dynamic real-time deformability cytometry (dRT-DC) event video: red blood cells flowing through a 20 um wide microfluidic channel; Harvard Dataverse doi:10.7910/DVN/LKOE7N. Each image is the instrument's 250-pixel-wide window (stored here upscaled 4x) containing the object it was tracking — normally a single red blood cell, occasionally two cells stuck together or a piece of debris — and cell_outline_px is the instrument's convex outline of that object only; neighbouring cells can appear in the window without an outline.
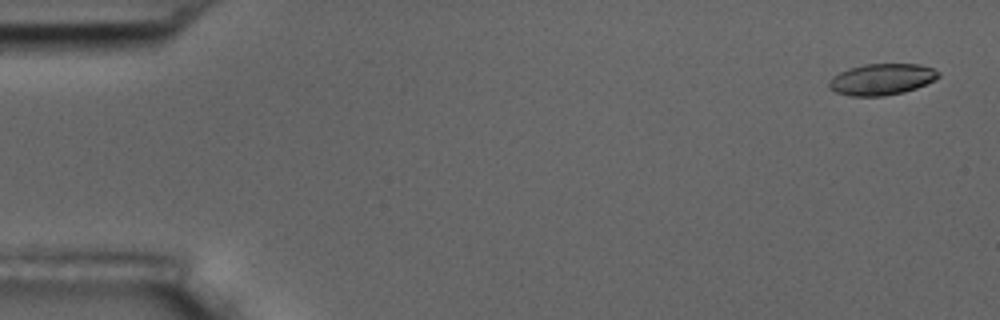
{"species": "common noctule bat (a hibernating species)", "species_latin": "Nyctalus noctula", "temperature_condition": "room temperature", "stored_images_in_passage": 5, "camera_frame_rate_fps": 3000, "um_per_image_px": 0.085, "animal": {"sex": "male", "body_mass_g": 17.5, "forearm_length_mm": 52.3}, "frame": {"image": 1, "passage_image": 1, "time_ms": 0.0, "image_size_px": [1000, 320], "cell_outline_px": [[940, 76], [916, 88], [904, 92], [884, 96], [852, 96], [836, 92], [828, 88], [828, 84], [832, 76], [848, 68], [864, 64], [920, 64], [932, 68], [940, 72]], "centroid_in_image_um": [74.92, 6.74], "position_along_channel_um": 10.1, "area_um2": 19.94}}
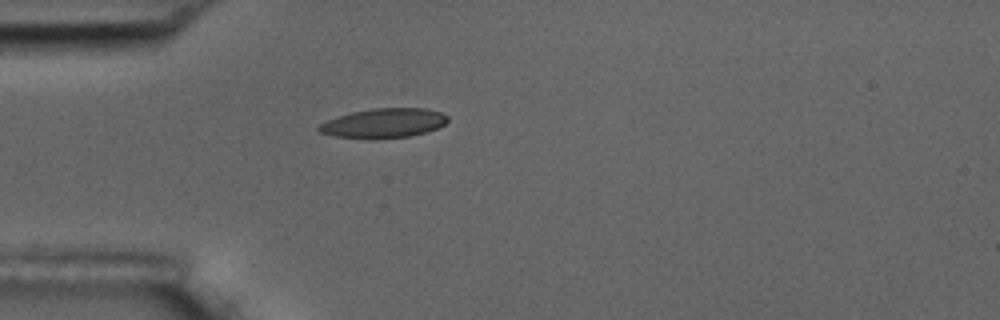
{"frame": {"image": 2, "passage_image": 5, "time_ms": 4.667, "image_size_px": [1000, 320], "cell_outline_px": [[448, 120], [444, 124], [436, 128], [424, 132], [408, 136], [332, 136], [320, 132], [316, 128], [320, 124], [328, 120], [352, 112], [372, 108], [424, 108], [440, 112], [448, 116]], "centroid_in_image_um": [32.64, 10.42], "position_along_channel_um": 52.4, "area_um2": 21.04}}